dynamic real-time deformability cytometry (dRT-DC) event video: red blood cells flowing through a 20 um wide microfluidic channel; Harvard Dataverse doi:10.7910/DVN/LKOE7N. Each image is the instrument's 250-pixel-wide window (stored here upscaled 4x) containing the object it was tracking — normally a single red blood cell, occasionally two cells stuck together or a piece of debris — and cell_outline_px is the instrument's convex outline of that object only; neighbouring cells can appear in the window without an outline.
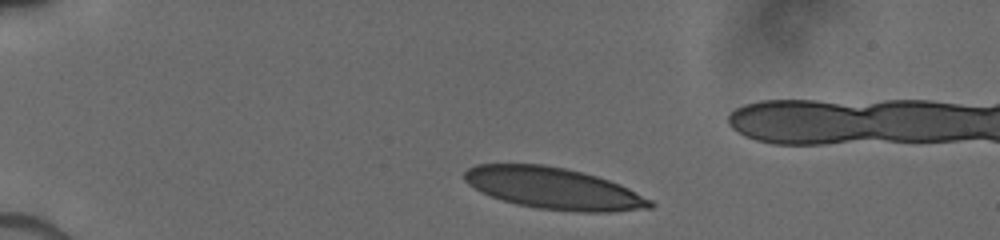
{"species": "human", "species_latin": "Homo sapiens", "temperature_condition": "cold", "stored_images_in_passage": 26, "camera_frame_rate_fps": 3000, "um_per_image_px": 0.085, "donor": {"sex": "male"}, "frame": {"image": 1, "passage_image": 1, "time_ms": 0.0, "image_size_px": [1000, 240], "cell_outline_px": [[656, 204], [652, 208], [608, 212], [576, 212], [536, 208], [516, 204], [492, 196], [468, 184], [464, 180], [464, 172], [468, 168], [476, 164], [544, 164], [564, 168], [596, 176], [620, 184], [652, 200]], "centroid_in_image_um": [47.08, 16.01], "position_along_channel_um": 37.9, "area_um2": 44.8}}
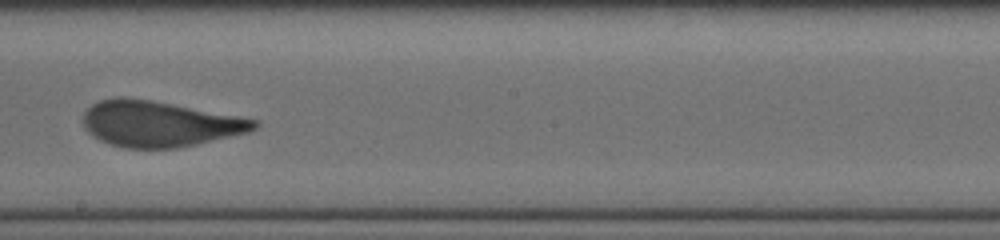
{"frame": {"image": 2, "passage_image": 15, "time_ms": 6.333, "image_size_px": [1000, 240], "cell_outline_px": [[260, 124], [256, 128], [248, 132], [196, 144], [176, 148], [124, 148], [108, 144], [92, 136], [84, 128], [84, 112], [92, 104], [100, 100], [120, 96], [124, 96], [148, 100], [260, 120]], "centroid_in_image_um": [13.51, 10.53], "position_along_channel_um": 234.7, "area_um2": 45.32}}
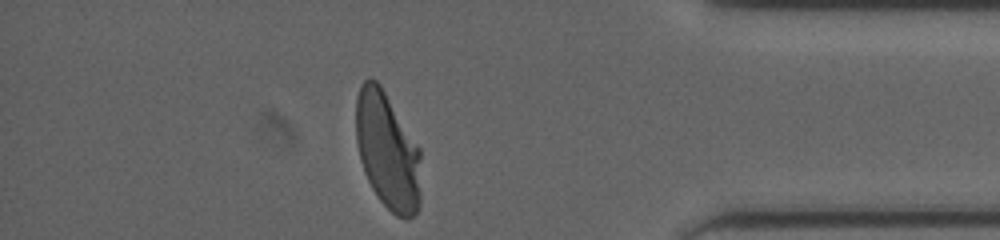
{"frame": {"image": 3, "passage_image": 26, "time_ms": 11.0, "image_size_px": [1000, 240], "cell_outline_px": [[420, 204], [416, 212], [408, 220], [404, 220], [396, 216], [380, 200], [372, 188], [364, 172], [360, 160], [356, 140], [356, 96], [360, 84], [368, 76], [372, 76], [380, 84], [420, 148]], "centroid_in_image_um": [32.93, 12.81], "position_along_channel_um": 402.3, "area_um2": 44.68}}